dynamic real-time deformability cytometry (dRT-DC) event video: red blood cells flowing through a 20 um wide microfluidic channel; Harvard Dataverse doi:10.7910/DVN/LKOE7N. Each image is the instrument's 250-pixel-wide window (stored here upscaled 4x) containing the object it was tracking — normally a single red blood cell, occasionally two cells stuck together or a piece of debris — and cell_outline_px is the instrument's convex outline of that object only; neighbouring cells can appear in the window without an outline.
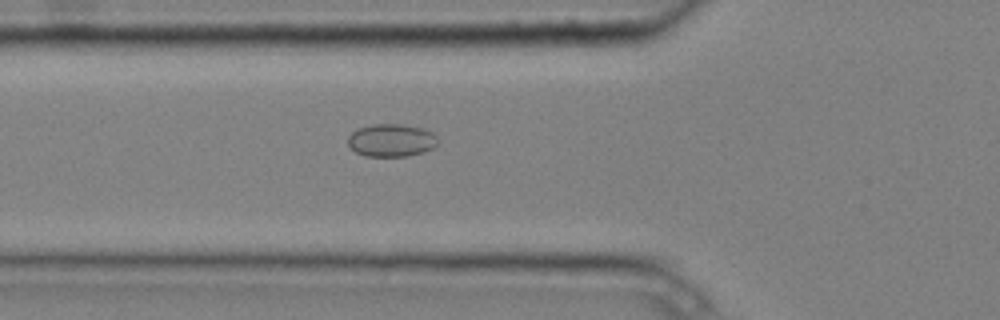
{"species": "common noctule bat (a hibernating species)", "species_latin": "Nyctalus noctula", "temperature_condition": "cold", "stored_images_in_passage": 4, "camera_frame_rate_fps": 3000, "um_per_image_px": 0.085, "animal": {"sex": "male", "body_mass_g": 20.4}, "frame": {"image": 1, "passage_image": 4, "time_ms": 1.0, "image_size_px": [1000, 320], "cell_outline_px": [[436, 144], [432, 148], [424, 152], [408, 156], [364, 156], [356, 152], [348, 144], [348, 136], [352, 132], [360, 128], [372, 124], [404, 124], [424, 128], [432, 132], [436, 136]], "centroid_in_image_um": [33.27, 11.92], "position_along_channel_um": 92.5, "area_um2": 17.17}}